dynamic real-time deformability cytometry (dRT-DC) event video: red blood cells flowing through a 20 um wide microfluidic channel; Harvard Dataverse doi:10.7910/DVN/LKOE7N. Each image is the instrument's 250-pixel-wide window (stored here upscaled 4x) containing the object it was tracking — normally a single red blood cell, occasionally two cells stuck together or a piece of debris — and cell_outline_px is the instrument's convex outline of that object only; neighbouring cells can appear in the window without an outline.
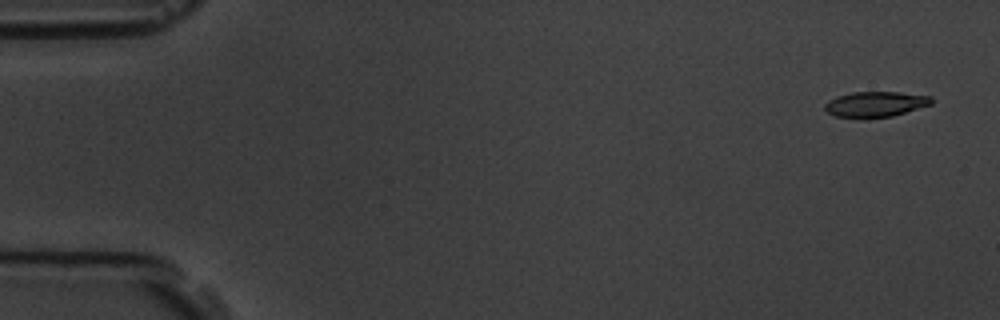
{"species": "common noctule bat (a hibernating species)", "species_latin": "Nyctalus noctula", "temperature_condition": "room temperature", "stored_images_in_passage": 5, "camera_frame_rate_fps": 3000, "um_per_image_px": 0.085, "animal": {"sex": "male", "body_mass_g": 19.5, "forearm_length_mm": 54.6}, "frame": {"image": 1, "passage_image": 1, "time_ms": 0.0, "image_size_px": [1000, 320], "cell_outline_px": [[932, 104], [892, 116], [864, 120], [836, 116], [828, 112], [824, 108], [824, 104], [828, 100], [836, 96], [852, 92], [900, 92], [932, 96]], "centroid_in_image_um": [74.38, 8.87], "position_along_channel_um": 10.6, "area_um2": 16.18}}
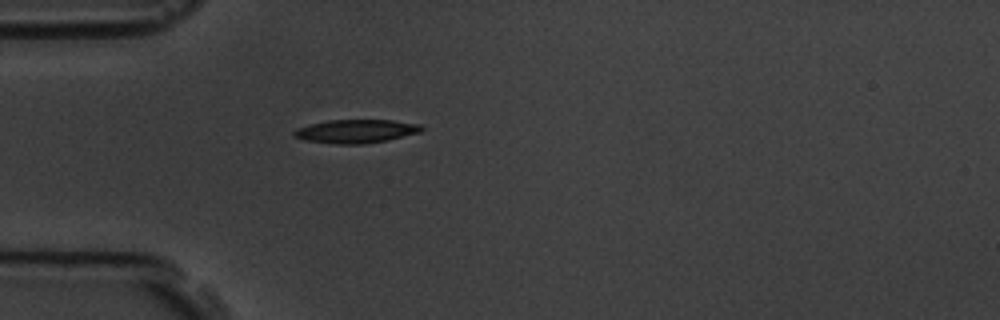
{"frame": {"image": 2, "passage_image": 5, "time_ms": 4.667, "image_size_px": [1000, 320], "cell_outline_px": [[424, 128], [420, 132], [388, 140], [364, 144], [336, 144], [304, 140], [292, 136], [292, 132], [296, 128], [308, 124], [328, 120], [392, 120], [420, 124]], "centroid_in_image_um": [30.22, 11.15], "position_along_channel_um": 54.8, "area_um2": 17.63}}